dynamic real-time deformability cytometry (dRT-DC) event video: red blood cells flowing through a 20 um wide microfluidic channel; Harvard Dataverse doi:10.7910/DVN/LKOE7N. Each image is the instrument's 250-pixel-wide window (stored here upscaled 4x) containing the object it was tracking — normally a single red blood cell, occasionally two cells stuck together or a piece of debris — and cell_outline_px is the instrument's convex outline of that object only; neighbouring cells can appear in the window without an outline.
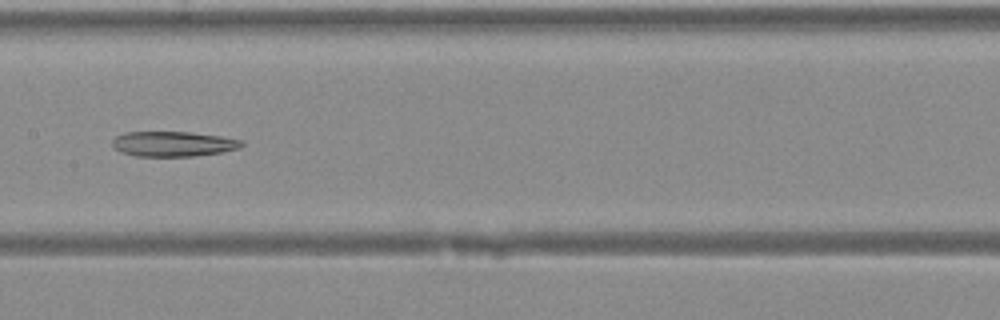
{"species": "Egyptian fruit bat (a non-hibernating species)", "species_latin": "Rousettus aegyptiacus", "temperature_condition": "warm", "stored_images_in_passage": 36, "segment_of_instrument_passage": [1, 2], "camera_frame_rate_fps": 3000, "um_per_image_px": 0.085, "animal": {"sex": "female"}, "frame": {"image": 1, "passage_image": 15, "time_ms": 4.667, "image_size_px": [1000, 320], "cell_outline_px": [[244, 144], [240, 148], [220, 152], [192, 156], [136, 156], [120, 152], [112, 148], [112, 140], [116, 136], [124, 132], [188, 132], [220, 136], [240, 140]], "centroid_in_image_um": [14.66, 12.23], "position_along_channel_um": 192.7, "area_um2": 18.84}}
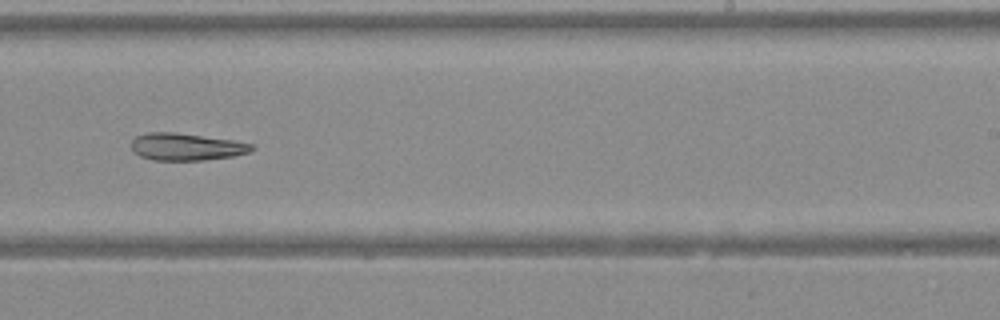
{"frame": {"image": 2, "passage_image": 20, "time_ms": 6.333, "image_size_px": [1000, 320], "cell_outline_px": [[256, 148], [252, 152], [232, 156], [204, 160], [152, 160], [140, 156], [132, 152], [132, 140], [136, 136], [148, 132], [176, 132], [232, 140], [252, 144]], "centroid_in_image_um": [15.83, 12.48], "position_along_channel_um": 273.2, "area_um2": 19.19}}
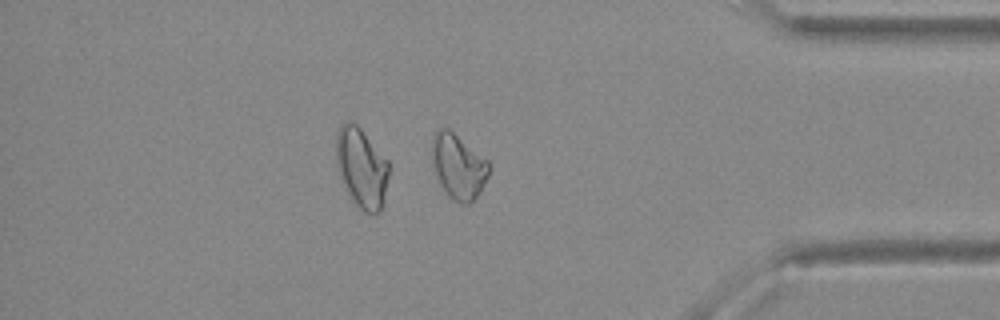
{"frame": {"image": 3, "passage_image": 29, "time_ms": 9.333, "image_size_px": [1000, 320], "cell_outline_px": [[492, 168], [480, 192], [468, 204], [460, 204], [448, 196], [440, 184], [432, 164], [432, 140], [436, 132], [440, 128], [448, 128], [488, 160], [492, 164]], "centroid_in_image_um": [38.98, 14.15], "position_along_channel_um": 396.2, "area_um2": 21.56}}